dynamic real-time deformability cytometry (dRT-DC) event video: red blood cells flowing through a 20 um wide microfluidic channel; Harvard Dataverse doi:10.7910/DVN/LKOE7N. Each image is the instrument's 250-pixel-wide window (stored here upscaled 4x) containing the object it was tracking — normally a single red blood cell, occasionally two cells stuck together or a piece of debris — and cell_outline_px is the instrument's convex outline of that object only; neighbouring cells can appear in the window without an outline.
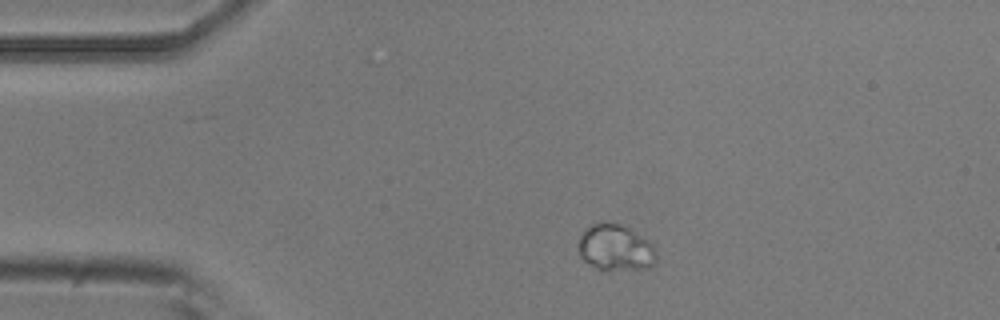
{"species": "common noctule bat (a hibernating species)", "species_latin": "Nyctalus noctula", "temperature_condition": "room temperature", "stored_images_in_passage": 3, "camera_frame_rate_fps": 3000, "um_per_image_px": 0.085, "animal": {"sex": "male", "body_mass_g": 20.5, "forearm_length_mm": 52.5}, "frame": {"image": 1, "passage_image": 1, "time_ms": 0.0, "image_size_px": [1000, 320], "cell_outline_px": [[656, 260], [648, 268], [608, 272], [604, 272], [596, 268], [584, 260], [580, 256], [580, 236], [592, 224], [600, 220], [620, 224], [628, 228], [648, 240], [652, 244], [656, 252]], "centroid_in_image_um": [52.33, 21.08], "position_along_channel_um": 32.7, "area_um2": 21.21}}